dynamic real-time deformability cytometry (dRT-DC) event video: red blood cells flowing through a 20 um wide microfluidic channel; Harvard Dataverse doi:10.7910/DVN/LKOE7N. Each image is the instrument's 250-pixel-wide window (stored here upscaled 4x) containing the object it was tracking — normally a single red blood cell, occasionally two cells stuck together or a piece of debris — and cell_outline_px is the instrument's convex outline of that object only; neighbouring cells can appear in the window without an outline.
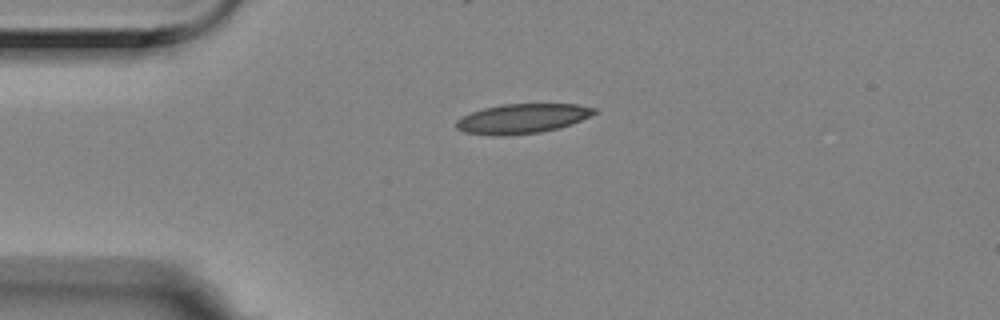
{"species": "Egyptian fruit bat (a non-hibernating species)", "species_latin": "Rousettus aegyptiacus", "temperature_condition": "room temperature", "stored_images_in_passage": 2, "camera_frame_rate_fps": 3000, "um_per_image_px": 0.085, "animal": {"sex": "female"}, "frame": {"image": 1, "passage_image": 1, "time_ms": 0.0, "image_size_px": [1000, 320], "cell_outline_px": [[596, 112], [592, 116], [572, 124], [560, 128], [540, 132], [504, 136], [464, 132], [456, 128], [456, 120], [472, 112], [484, 108], [500, 104], [576, 104], [596, 108]], "centroid_in_image_um": [44.43, 10.08], "position_along_channel_um": 40.6, "area_um2": 23.81}}